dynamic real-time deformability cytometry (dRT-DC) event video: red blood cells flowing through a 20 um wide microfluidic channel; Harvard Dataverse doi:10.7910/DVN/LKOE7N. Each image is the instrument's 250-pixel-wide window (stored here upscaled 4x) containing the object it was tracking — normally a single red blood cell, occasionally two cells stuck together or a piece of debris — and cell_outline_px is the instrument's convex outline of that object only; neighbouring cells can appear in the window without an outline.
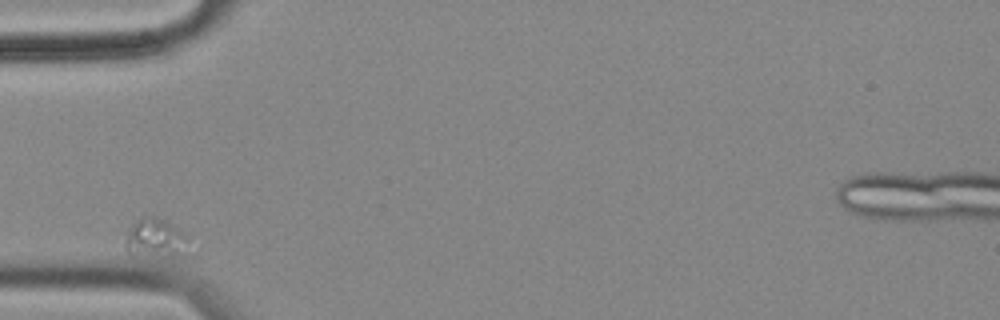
{"species": "common noctule bat (a hibernating species)", "species_latin": "Nyctalus noctula", "temperature_condition": "cold", "stored_images_in_passage": 33, "camera_frame_rate_fps": 3000, "um_per_image_px": 0.085, "animal": {"sex": "female", "body_mass_g": 18.4}, "frame": {"image": 1, "passage_image": 1, "time_ms": 0.0, "image_size_px": [1000, 320], "cell_outline_px": [[188, 240], [176, 252], [168, 256], [132, 256], [124, 248], [124, 244], [128, 228], [132, 224], [144, 216], [152, 216], [168, 224], [188, 236]], "centroid_in_image_um": [13.03, 20.25], "position_along_channel_um": 72.0, "area_um2": 13.58}}